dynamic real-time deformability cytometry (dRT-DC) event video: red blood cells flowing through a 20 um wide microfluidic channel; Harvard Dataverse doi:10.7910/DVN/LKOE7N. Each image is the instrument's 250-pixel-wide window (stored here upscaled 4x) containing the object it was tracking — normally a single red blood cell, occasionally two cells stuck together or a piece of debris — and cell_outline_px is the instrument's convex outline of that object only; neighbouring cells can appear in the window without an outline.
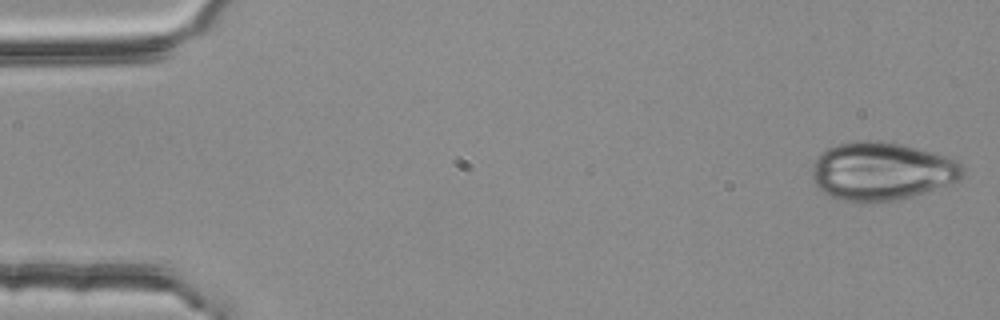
{"species": "common noctule bat (a hibernating species)", "species_latin": "Nyctalus noctula", "temperature_condition": "room temperature", "stored_images_in_passage": 4, "camera_frame_rate_fps": 3000, "um_per_image_px": 0.085, "animal": {"sex": "female", "body_mass_g": 25.1}, "frame": {"image": 1, "passage_image": 4, "time_ms": 1.0, "image_size_px": [1000, 320], "cell_outline_px": [[964, 176], [960, 180], [912, 196], [896, 200], [844, 200], [832, 196], [824, 192], [812, 180], [812, 168], [816, 156], [820, 152], [836, 144], [856, 140], [876, 140], [900, 144], [948, 156], [956, 160], [964, 168]], "centroid_in_image_um": [74.94, 14.51], "position_along_channel_um": 10.1, "area_um2": 50.63}}